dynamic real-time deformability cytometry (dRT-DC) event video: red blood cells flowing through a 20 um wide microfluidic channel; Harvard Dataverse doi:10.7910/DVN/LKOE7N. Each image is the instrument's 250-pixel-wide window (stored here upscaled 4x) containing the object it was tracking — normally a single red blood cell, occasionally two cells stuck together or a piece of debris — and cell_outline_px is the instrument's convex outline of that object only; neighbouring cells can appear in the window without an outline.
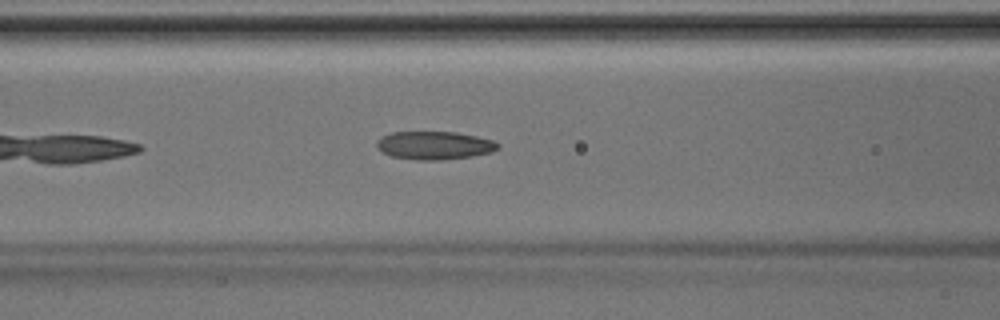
{"species": "Egyptian fruit bat (a non-hibernating species)", "species_latin": "Rousettus aegyptiacus", "temperature_condition": "room temperature", "stored_images_in_passage": 21, "camera_frame_rate_fps": 3000, "um_per_image_px": 0.085, "animal": {"sex": "male"}, "frame": {"image": 1, "passage_image": 7, "time_ms": 2.0, "image_size_px": [1000, 320], "cell_outline_px": [[500, 144], [492, 152], [472, 156], [440, 160], [416, 160], [392, 156], [380, 152], [376, 148], [376, 140], [392, 132], [456, 132], [476, 136], [492, 140]], "centroid_in_image_um": [36.88, 12.36], "position_along_channel_um": 129.7, "area_um2": 19.88}}
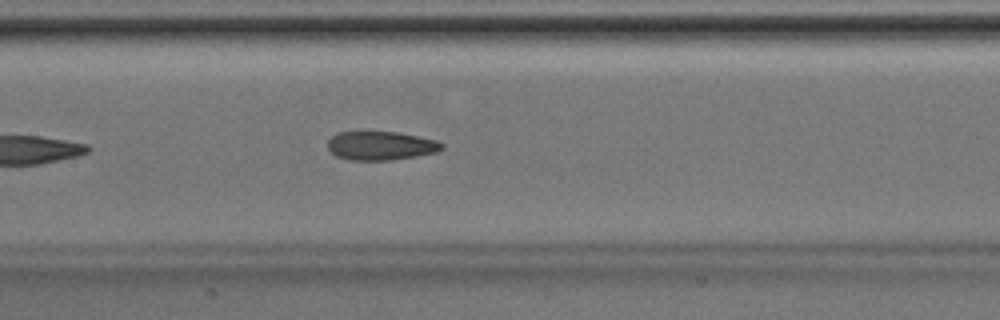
{"frame": {"image": 2, "passage_image": 10, "time_ms": 3.0, "image_size_px": [1000, 320], "cell_outline_px": [[444, 148], [436, 152], [416, 156], [392, 160], [352, 160], [336, 156], [328, 148], [328, 140], [336, 132], [396, 132], [436, 140], [444, 144]], "centroid_in_image_um": [32.36, 12.39], "position_along_channel_um": 175.0, "area_um2": 19.02}}